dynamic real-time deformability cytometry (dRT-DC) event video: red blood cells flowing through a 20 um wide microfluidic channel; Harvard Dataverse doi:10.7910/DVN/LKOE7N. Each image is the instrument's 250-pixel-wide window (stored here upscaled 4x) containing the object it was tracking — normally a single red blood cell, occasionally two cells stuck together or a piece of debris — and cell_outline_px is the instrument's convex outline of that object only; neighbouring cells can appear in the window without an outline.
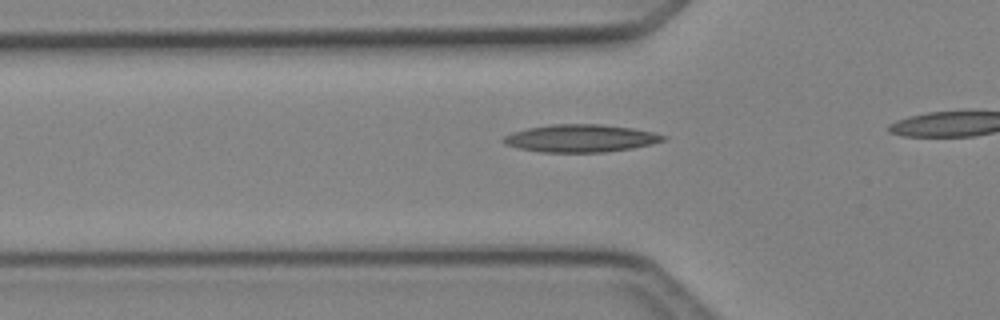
{"species": "Egyptian fruit bat (a non-hibernating species)", "species_latin": "Rousettus aegyptiacus", "temperature_condition": "cold", "stored_images_in_passage": 20, "camera_frame_rate_fps": 3000, "um_per_image_px": 0.085, "animal": {"sex": "female"}, "frame": {"image": 1, "passage_image": 12, "time_ms": 3.667, "image_size_px": [1000, 320], "cell_outline_px": [[668, 136], [664, 140], [652, 144], [632, 148], [604, 152], [540, 152], [520, 148], [504, 144], [500, 140], [504, 136], [512, 132], [528, 128], [552, 124], [600, 124], [632, 128], [652, 132]], "centroid_in_image_um": [49.34, 11.75], "position_along_channel_um": 76.5, "area_um2": 25.66}}
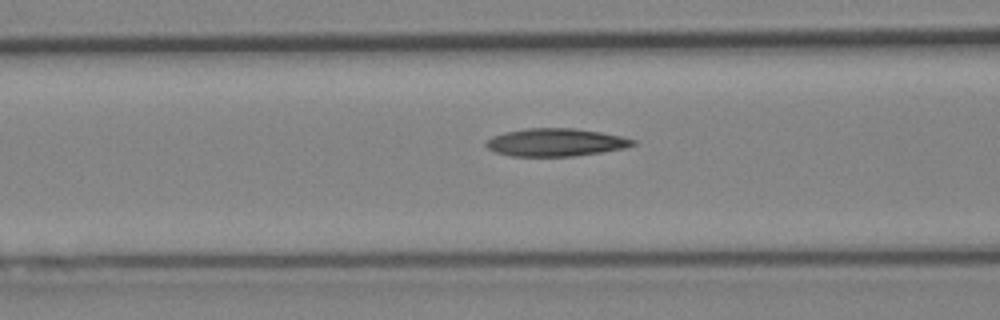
{"frame": {"image": 2, "passage_image": 15, "time_ms": 4.667, "image_size_px": [1000, 320], "cell_outline_px": [[636, 144], [624, 148], [600, 152], [572, 156], [508, 156], [496, 152], [488, 148], [484, 144], [492, 136], [504, 132], [528, 128], [576, 128], [600, 132], [620, 136], [636, 140]], "centroid_in_image_um": [47.21, 12.09], "position_along_channel_um": 119.4, "area_um2": 23.7}}